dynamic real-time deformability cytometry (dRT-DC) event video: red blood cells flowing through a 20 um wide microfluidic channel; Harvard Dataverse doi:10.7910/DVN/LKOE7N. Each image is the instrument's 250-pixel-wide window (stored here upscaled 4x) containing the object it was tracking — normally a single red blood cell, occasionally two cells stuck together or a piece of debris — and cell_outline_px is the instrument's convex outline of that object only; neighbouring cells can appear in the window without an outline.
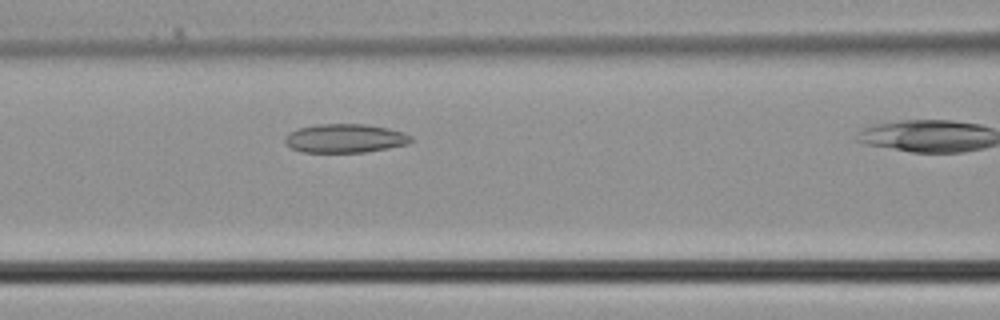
{"species": "common noctule bat (a hibernating species)", "species_latin": "Nyctalus noctula", "temperature_condition": "cold", "stored_images_in_passage": 11, "camera_frame_rate_fps": 3000, "um_per_image_px": 0.085, "animal": {"sex": "male", "body_mass_g": 21.5, "forearm_length_mm": 52.0}, "frame": {"image": 1, "passage_image": 10, "time_ms": 3.0, "image_size_px": [1000, 320], "cell_outline_px": [[412, 140], [408, 144], [388, 148], [364, 152], [300, 152], [284, 144], [284, 136], [288, 132], [300, 128], [316, 124], [364, 124], [388, 128], [404, 132], [412, 136]], "centroid_in_image_um": [29.3, 11.76], "position_along_channel_um": 137.3, "area_um2": 21.27}}